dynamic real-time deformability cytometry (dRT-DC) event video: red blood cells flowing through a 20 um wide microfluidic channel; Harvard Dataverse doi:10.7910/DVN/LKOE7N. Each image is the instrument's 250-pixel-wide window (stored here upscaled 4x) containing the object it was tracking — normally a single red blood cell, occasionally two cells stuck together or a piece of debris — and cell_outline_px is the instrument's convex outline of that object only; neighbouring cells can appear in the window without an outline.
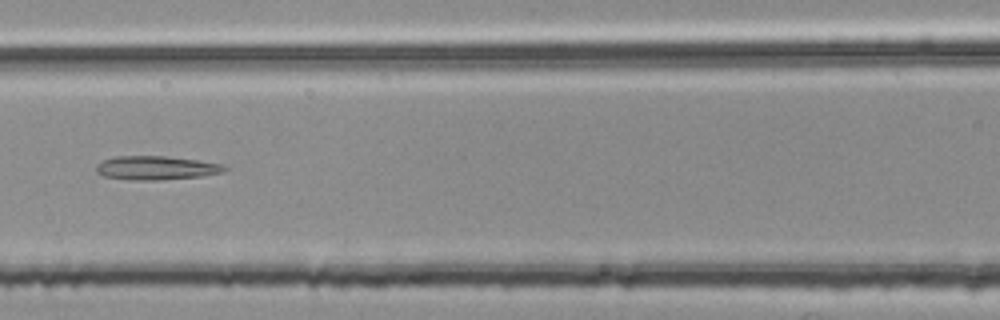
{"species": "common noctule bat (a hibernating species)", "species_latin": "Nyctalus noctula", "temperature_condition": "room temperature", "stored_images_in_passage": 55, "segment_of_instrument_passage": [2, 2], "camera_frame_rate_fps": 3000, "um_per_image_px": 0.085, "animal": {"sex": "female", "body_mass_g": 25.1}, "frame": {"image": 1, "passage_image": 24, "time_ms": 7.667, "image_size_px": [1000, 320], "cell_outline_px": [[228, 168], [224, 172], [204, 176], [156, 180], [128, 180], [104, 176], [96, 172], [96, 164], [112, 156], [164, 156], [196, 160], [224, 164]], "centroid_in_image_um": [13.27, 14.27], "position_along_channel_um": 153.3, "area_um2": 17.92}}
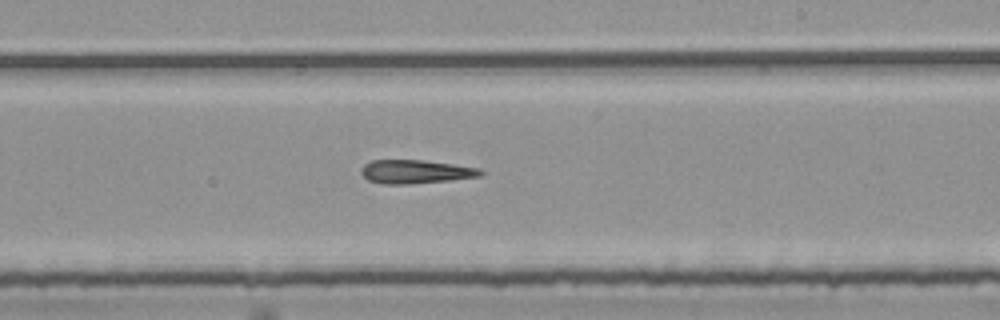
{"frame": {"image": 2, "passage_image": 32, "time_ms": 10.333, "image_size_px": [1000, 320], "cell_outline_px": [[484, 172], [480, 176], [448, 180], [408, 184], [384, 184], [368, 180], [360, 172], [364, 164], [372, 160], [424, 160], [480, 168]], "centroid_in_image_um": [35.31, 14.59], "position_along_channel_um": 253.7, "area_um2": 16.3}}
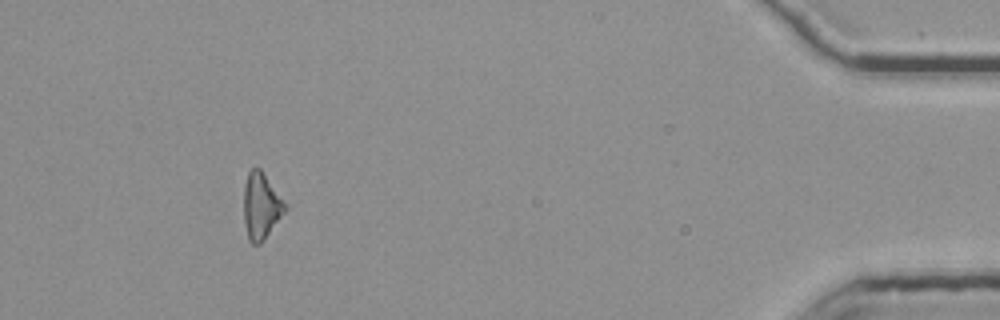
{"frame": {"image": 3, "passage_image": 50, "time_ms": 16.333, "image_size_px": [1000, 320], "cell_outline_px": [[288, 208], [264, 240], [260, 244], [252, 244], [248, 240], [244, 224], [244, 184], [248, 172], [252, 168], [260, 168], [288, 204]], "centroid_in_image_um": [22.21, 17.52], "position_along_channel_um": 413.0, "area_um2": 16.24}}